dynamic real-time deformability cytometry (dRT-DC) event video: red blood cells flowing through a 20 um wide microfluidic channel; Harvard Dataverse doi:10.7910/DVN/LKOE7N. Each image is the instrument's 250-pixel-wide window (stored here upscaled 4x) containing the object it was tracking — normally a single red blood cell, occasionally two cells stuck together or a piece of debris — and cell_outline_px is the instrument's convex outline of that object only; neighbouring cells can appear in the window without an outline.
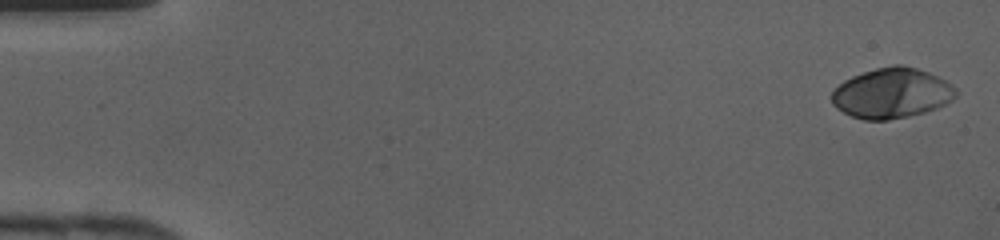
{"species": "human", "species_latin": "Homo sapiens", "temperature_condition": "cold", "stored_images_in_passage": 42, "camera_frame_rate_fps": 3000, "um_per_image_px": 0.085, "donor": {"sex": "female"}, "frame": {"image": 1, "passage_image": 1, "time_ms": 0.0, "image_size_px": [1000, 240], "cell_outline_px": [[956, 96], [952, 100], [936, 108], [924, 112], [908, 116], [888, 120], [864, 120], [852, 116], [836, 108], [832, 104], [832, 92], [844, 80], [852, 76], [876, 68], [896, 64], [904, 64], [928, 72], [952, 84], [956, 88]], "centroid_in_image_um": [75.8, 7.91], "position_along_channel_um": 9.2, "area_um2": 36.18}}
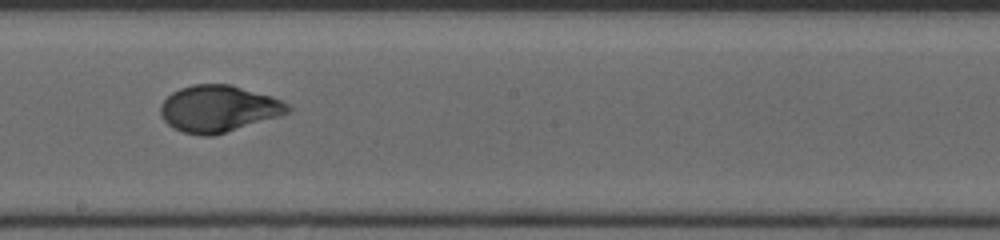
{"frame": {"image": 2, "passage_image": 24, "time_ms": 7.667, "image_size_px": [1000, 240], "cell_outline_px": [[292, 112], [280, 116], [212, 136], [200, 136], [184, 132], [172, 128], [164, 120], [160, 112], [160, 104], [172, 92], [180, 88], [192, 84], [228, 84], [272, 96], [288, 104], [292, 108]], "centroid_in_image_um": [18.57, 9.24], "position_along_channel_um": 229.6, "area_um2": 34.62}}
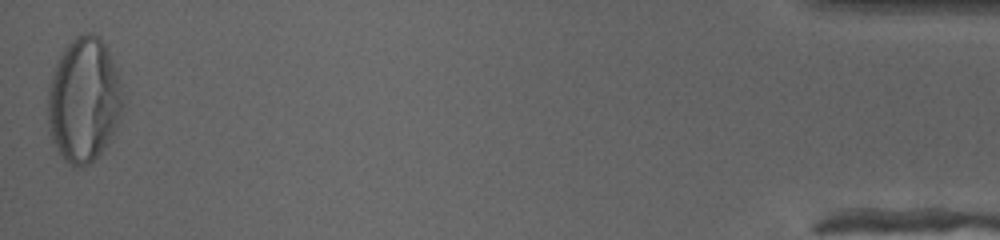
{"frame": {"image": 3, "passage_image": 42, "time_ms": 13.667, "image_size_px": [1000, 240], "cell_outline_px": [[120, 120], [112, 140], [88, 164], [80, 168], [76, 168], [64, 160], [52, 140], [48, 124], [48, 88], [60, 52], [76, 36], [84, 32], [92, 32], [100, 36], [116, 68], [120, 80]], "centroid_in_image_um": [7.11, 8.5], "position_along_channel_um": 428.1, "area_um2": 54.27}}